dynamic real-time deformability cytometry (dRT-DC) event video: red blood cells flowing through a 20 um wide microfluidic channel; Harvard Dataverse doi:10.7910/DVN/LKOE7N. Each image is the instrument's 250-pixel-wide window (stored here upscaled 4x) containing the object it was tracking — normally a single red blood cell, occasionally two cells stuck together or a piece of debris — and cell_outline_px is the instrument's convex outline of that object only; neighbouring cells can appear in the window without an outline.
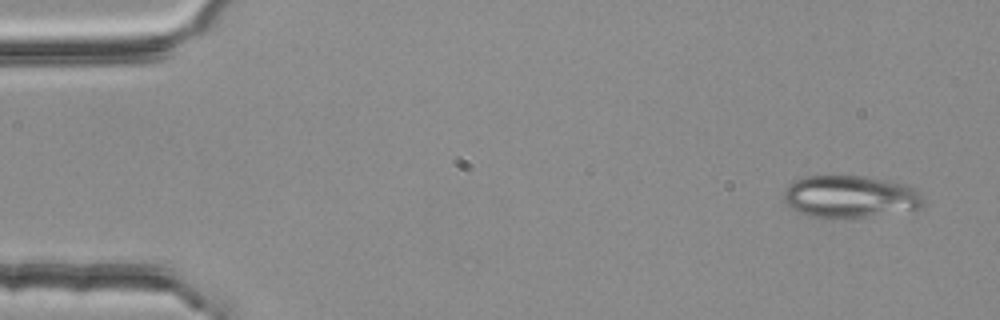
{"species": "common noctule bat (a hibernating species)", "species_latin": "Nyctalus noctula", "temperature_condition": "room temperature", "stored_images_in_passage": 4, "camera_frame_rate_fps": 3000, "um_per_image_px": 0.085, "animal": {"sex": "female", "body_mass_g": 25.1}, "frame": {"image": 1, "passage_image": 1, "time_ms": 0.0, "image_size_px": [1000, 320], "cell_outline_px": [[924, 204], [920, 208], [868, 216], [832, 220], [808, 216], [792, 208], [784, 200], [784, 188], [788, 184], [804, 176], [864, 176], [888, 180], [904, 184], [912, 188], [924, 200]], "centroid_in_image_um": [72.2, 16.73], "position_along_channel_um": 12.8, "area_um2": 34.45}}